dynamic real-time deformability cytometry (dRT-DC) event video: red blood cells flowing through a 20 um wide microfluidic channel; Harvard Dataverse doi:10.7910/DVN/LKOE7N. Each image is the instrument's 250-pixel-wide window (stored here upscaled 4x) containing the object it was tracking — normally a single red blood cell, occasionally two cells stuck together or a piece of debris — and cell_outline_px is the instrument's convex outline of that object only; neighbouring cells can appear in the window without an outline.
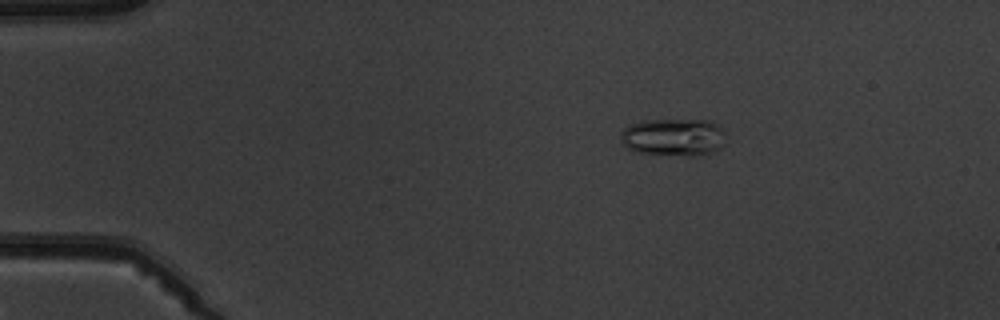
{"species": "common noctule bat (a hibernating species)", "species_latin": "Nyctalus noctula", "temperature_condition": "warm", "stored_images_in_passage": 3, "camera_frame_rate_fps": 3000, "um_per_image_px": 0.085, "animal": {"sex": "male", "body_mass_g": 19.5, "forearm_length_mm": 54.6}, "frame": {"image": 1, "passage_image": 1, "time_ms": 0.0, "image_size_px": [1000, 320], "cell_outline_px": [[724, 144], [720, 148], [712, 152], [700, 156], [688, 156], [636, 152], [628, 148], [624, 144], [620, 136], [624, 128], [640, 120], [708, 120], [724, 128]], "centroid_in_image_um": [57.28, 11.66], "position_along_channel_um": 27.7, "area_um2": 23.12}}